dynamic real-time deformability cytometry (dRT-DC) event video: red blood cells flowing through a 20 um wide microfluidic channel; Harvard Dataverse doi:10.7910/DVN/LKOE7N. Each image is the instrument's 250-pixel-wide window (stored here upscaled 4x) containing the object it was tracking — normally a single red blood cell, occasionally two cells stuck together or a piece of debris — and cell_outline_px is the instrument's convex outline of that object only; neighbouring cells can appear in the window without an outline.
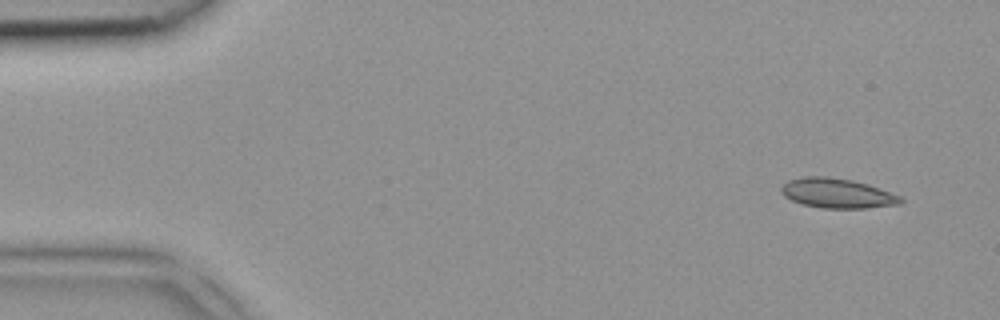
{"species": "common noctule bat (a hibernating species)", "species_latin": "Nyctalus noctula", "temperature_condition": "room temperature", "stored_images_in_passage": 4, "camera_frame_rate_fps": 3000, "um_per_image_px": 0.085, "animal": {"sex": "female", "body_mass_g": 18.4}, "frame": {"image": 1, "passage_image": 1, "time_ms": 0.0, "image_size_px": [1000, 320], "cell_outline_px": [[904, 200], [900, 204], [868, 208], [820, 208], [800, 204], [784, 196], [780, 192], [780, 188], [788, 180], [804, 176], [828, 176], [852, 180], [868, 184], [900, 196]], "centroid_in_image_um": [71.13, 16.43], "position_along_channel_um": 13.9, "area_um2": 20.81}}
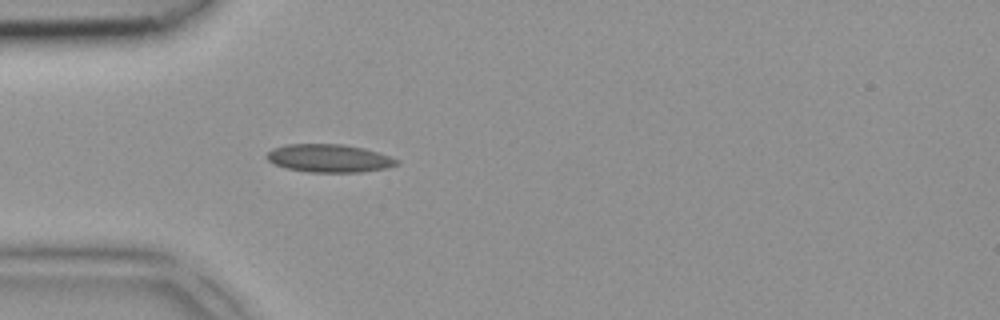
{"frame": {"image": 2, "passage_image": 4, "time_ms": 1.0, "image_size_px": [1000, 320], "cell_outline_px": [[400, 164], [388, 168], [360, 172], [308, 172], [288, 168], [276, 164], [268, 160], [264, 156], [272, 148], [288, 144], [344, 144], [364, 148], [400, 160]], "centroid_in_image_um": [27.99, 13.45], "position_along_channel_um": 57.0, "area_um2": 21.21}}